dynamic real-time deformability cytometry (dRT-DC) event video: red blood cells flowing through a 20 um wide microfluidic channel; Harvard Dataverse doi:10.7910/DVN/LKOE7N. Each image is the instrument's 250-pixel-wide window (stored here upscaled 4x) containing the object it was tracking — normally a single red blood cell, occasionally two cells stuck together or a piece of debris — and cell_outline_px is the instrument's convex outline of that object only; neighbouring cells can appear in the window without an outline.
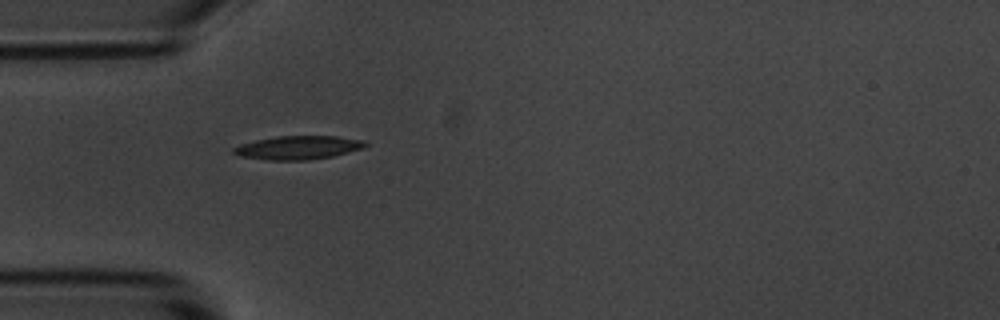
{"species": "common noctule bat (a hibernating species)", "species_latin": "Nyctalus noctula", "temperature_condition": "room temperature", "stored_images_in_passage": 2, "camera_frame_rate_fps": 3000, "um_per_image_px": 0.085, "animal": {"sex": "male", "body_mass_g": 20.1, "forearm_length_mm": 53.5}, "frame": {"image": 1, "passage_image": 1, "time_ms": 0.0, "image_size_px": [1000, 320], "cell_outline_px": [[368, 144], [364, 148], [332, 156], [308, 160], [268, 160], [240, 156], [232, 152], [232, 148], [240, 144], [256, 140], [276, 136], [336, 136], [364, 140]], "centroid_in_image_um": [25.34, 12.54], "position_along_channel_um": 59.7, "area_um2": 18.09}}